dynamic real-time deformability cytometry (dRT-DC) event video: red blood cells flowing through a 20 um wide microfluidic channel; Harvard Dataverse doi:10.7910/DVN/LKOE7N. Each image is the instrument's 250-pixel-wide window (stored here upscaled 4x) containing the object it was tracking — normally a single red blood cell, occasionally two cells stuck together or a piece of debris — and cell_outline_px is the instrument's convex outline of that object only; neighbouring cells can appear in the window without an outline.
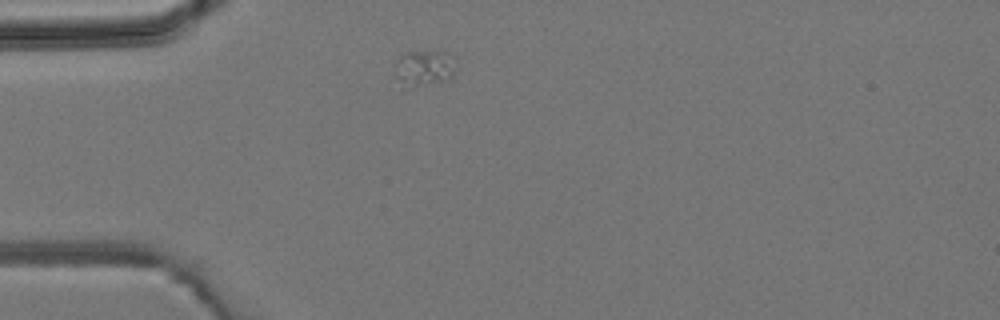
{"species": "common noctule bat (a hibernating species)", "species_latin": "Nyctalus noctula", "temperature_condition": "room temperature", "stored_images_in_passage": 1, "camera_frame_rate_fps": 3000, "um_per_image_px": 0.085, "animal": {"sex": "male", "body_mass_g": 19.2, "forearm_length_mm": 51.8}, "frame": {"image": 1, "passage_image": 1, "time_ms": 0.0, "image_size_px": [1000, 320], "cell_outline_px": [[456, 72], [448, 80], [412, 88], [400, 80], [396, 76], [396, 60], [400, 56], [408, 52], [448, 52], [456, 60]], "centroid_in_image_um": [36.13, 5.78], "position_along_channel_um": 48.9, "area_um2": 12.72}}